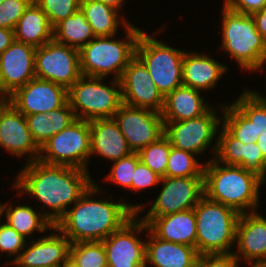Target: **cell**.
I'll return each instance as SVG.
<instances>
[{
  "label": "cell",
  "mask_w": 266,
  "mask_h": 267,
  "mask_svg": "<svg viewBox=\"0 0 266 267\" xmlns=\"http://www.w3.org/2000/svg\"><path fill=\"white\" fill-rule=\"evenodd\" d=\"M18 194L32 195L49 209L44 215L55 225L95 182L88 170L68 166L49 165L35 160L26 162L24 169L15 178Z\"/></svg>",
  "instance_id": "1"
},
{
  "label": "cell",
  "mask_w": 266,
  "mask_h": 267,
  "mask_svg": "<svg viewBox=\"0 0 266 267\" xmlns=\"http://www.w3.org/2000/svg\"><path fill=\"white\" fill-rule=\"evenodd\" d=\"M99 192L101 189L94 183L54 225L71 244L102 241L144 209L142 204L92 199Z\"/></svg>",
  "instance_id": "2"
},
{
  "label": "cell",
  "mask_w": 266,
  "mask_h": 267,
  "mask_svg": "<svg viewBox=\"0 0 266 267\" xmlns=\"http://www.w3.org/2000/svg\"><path fill=\"white\" fill-rule=\"evenodd\" d=\"M204 195L236 210L239 214L257 211L260 185L256 174L236 165H220L214 157L204 164ZM249 208V209H248Z\"/></svg>",
  "instance_id": "3"
},
{
  "label": "cell",
  "mask_w": 266,
  "mask_h": 267,
  "mask_svg": "<svg viewBox=\"0 0 266 267\" xmlns=\"http://www.w3.org/2000/svg\"><path fill=\"white\" fill-rule=\"evenodd\" d=\"M126 32L125 41L114 40L115 36L94 37L83 46L79 50L81 74L105 79L113 72V79L120 80L124 69L135 57L136 44L142 30L130 23L126 26Z\"/></svg>",
  "instance_id": "4"
},
{
  "label": "cell",
  "mask_w": 266,
  "mask_h": 267,
  "mask_svg": "<svg viewBox=\"0 0 266 267\" xmlns=\"http://www.w3.org/2000/svg\"><path fill=\"white\" fill-rule=\"evenodd\" d=\"M196 217V249L199 255L232 253L240 214L205 195L193 208Z\"/></svg>",
  "instance_id": "5"
},
{
  "label": "cell",
  "mask_w": 266,
  "mask_h": 267,
  "mask_svg": "<svg viewBox=\"0 0 266 267\" xmlns=\"http://www.w3.org/2000/svg\"><path fill=\"white\" fill-rule=\"evenodd\" d=\"M222 12V49L244 70L262 71L266 63V42L258 32L253 16L225 6Z\"/></svg>",
  "instance_id": "6"
},
{
  "label": "cell",
  "mask_w": 266,
  "mask_h": 267,
  "mask_svg": "<svg viewBox=\"0 0 266 267\" xmlns=\"http://www.w3.org/2000/svg\"><path fill=\"white\" fill-rule=\"evenodd\" d=\"M103 80V77L82 75L68 89V102L76 119L91 121L113 118L123 104L120 80L114 79L112 87L102 84Z\"/></svg>",
  "instance_id": "7"
},
{
  "label": "cell",
  "mask_w": 266,
  "mask_h": 267,
  "mask_svg": "<svg viewBox=\"0 0 266 267\" xmlns=\"http://www.w3.org/2000/svg\"><path fill=\"white\" fill-rule=\"evenodd\" d=\"M185 52L165 45L141 32L135 56L144 64L158 91L165 98L182 83V61Z\"/></svg>",
  "instance_id": "8"
},
{
  "label": "cell",
  "mask_w": 266,
  "mask_h": 267,
  "mask_svg": "<svg viewBox=\"0 0 266 267\" xmlns=\"http://www.w3.org/2000/svg\"><path fill=\"white\" fill-rule=\"evenodd\" d=\"M91 152L89 121L76 119L40 147L39 161L87 170ZM45 154V155H43Z\"/></svg>",
  "instance_id": "9"
},
{
  "label": "cell",
  "mask_w": 266,
  "mask_h": 267,
  "mask_svg": "<svg viewBox=\"0 0 266 267\" xmlns=\"http://www.w3.org/2000/svg\"><path fill=\"white\" fill-rule=\"evenodd\" d=\"M35 76L68 90L82 76L79 50L54 39L37 47Z\"/></svg>",
  "instance_id": "10"
},
{
  "label": "cell",
  "mask_w": 266,
  "mask_h": 267,
  "mask_svg": "<svg viewBox=\"0 0 266 267\" xmlns=\"http://www.w3.org/2000/svg\"><path fill=\"white\" fill-rule=\"evenodd\" d=\"M160 183V194L140 218L145 223L152 217L193 209L204 196V177H162Z\"/></svg>",
  "instance_id": "11"
},
{
  "label": "cell",
  "mask_w": 266,
  "mask_h": 267,
  "mask_svg": "<svg viewBox=\"0 0 266 267\" xmlns=\"http://www.w3.org/2000/svg\"><path fill=\"white\" fill-rule=\"evenodd\" d=\"M137 217L135 214L119 230L102 240L107 267H146V242L139 240L136 234L143 230L147 232L148 226Z\"/></svg>",
  "instance_id": "12"
},
{
  "label": "cell",
  "mask_w": 266,
  "mask_h": 267,
  "mask_svg": "<svg viewBox=\"0 0 266 267\" xmlns=\"http://www.w3.org/2000/svg\"><path fill=\"white\" fill-rule=\"evenodd\" d=\"M216 110L210 108L205 114L184 121L164 122V135L174 148L201 155L211 146L221 120Z\"/></svg>",
  "instance_id": "13"
},
{
  "label": "cell",
  "mask_w": 266,
  "mask_h": 267,
  "mask_svg": "<svg viewBox=\"0 0 266 267\" xmlns=\"http://www.w3.org/2000/svg\"><path fill=\"white\" fill-rule=\"evenodd\" d=\"M133 153L164 135L161 113L122 104L113 116Z\"/></svg>",
  "instance_id": "14"
},
{
  "label": "cell",
  "mask_w": 266,
  "mask_h": 267,
  "mask_svg": "<svg viewBox=\"0 0 266 267\" xmlns=\"http://www.w3.org/2000/svg\"><path fill=\"white\" fill-rule=\"evenodd\" d=\"M120 82L123 104L162 113L164 97L144 64L136 56L124 69Z\"/></svg>",
  "instance_id": "15"
},
{
  "label": "cell",
  "mask_w": 266,
  "mask_h": 267,
  "mask_svg": "<svg viewBox=\"0 0 266 267\" xmlns=\"http://www.w3.org/2000/svg\"><path fill=\"white\" fill-rule=\"evenodd\" d=\"M68 102V90L51 81L34 78L10 95V103L22 114L49 113Z\"/></svg>",
  "instance_id": "16"
},
{
  "label": "cell",
  "mask_w": 266,
  "mask_h": 267,
  "mask_svg": "<svg viewBox=\"0 0 266 267\" xmlns=\"http://www.w3.org/2000/svg\"><path fill=\"white\" fill-rule=\"evenodd\" d=\"M213 146L214 158L224 165H236L256 174L265 182L266 159L257 143L244 144L235 138L223 125Z\"/></svg>",
  "instance_id": "17"
},
{
  "label": "cell",
  "mask_w": 266,
  "mask_h": 267,
  "mask_svg": "<svg viewBox=\"0 0 266 267\" xmlns=\"http://www.w3.org/2000/svg\"><path fill=\"white\" fill-rule=\"evenodd\" d=\"M36 47L14 41L0 54V87L9 95L35 76Z\"/></svg>",
  "instance_id": "18"
},
{
  "label": "cell",
  "mask_w": 266,
  "mask_h": 267,
  "mask_svg": "<svg viewBox=\"0 0 266 267\" xmlns=\"http://www.w3.org/2000/svg\"><path fill=\"white\" fill-rule=\"evenodd\" d=\"M0 146L16 157L30 154L27 162L40 156V147L30 133L25 115L11 103L0 113Z\"/></svg>",
  "instance_id": "19"
},
{
  "label": "cell",
  "mask_w": 266,
  "mask_h": 267,
  "mask_svg": "<svg viewBox=\"0 0 266 267\" xmlns=\"http://www.w3.org/2000/svg\"><path fill=\"white\" fill-rule=\"evenodd\" d=\"M52 230L59 234L52 233L36 241L31 238L30 247L11 262L16 267H59L69 257L71 242L55 227Z\"/></svg>",
  "instance_id": "20"
},
{
  "label": "cell",
  "mask_w": 266,
  "mask_h": 267,
  "mask_svg": "<svg viewBox=\"0 0 266 267\" xmlns=\"http://www.w3.org/2000/svg\"><path fill=\"white\" fill-rule=\"evenodd\" d=\"M236 242L238 250L234 255L239 260L248 263L266 261V219L257 211L240 214Z\"/></svg>",
  "instance_id": "21"
},
{
  "label": "cell",
  "mask_w": 266,
  "mask_h": 267,
  "mask_svg": "<svg viewBox=\"0 0 266 267\" xmlns=\"http://www.w3.org/2000/svg\"><path fill=\"white\" fill-rule=\"evenodd\" d=\"M89 125L90 156L97 154L114 162L133 153L114 118L94 119L89 121Z\"/></svg>",
  "instance_id": "22"
},
{
  "label": "cell",
  "mask_w": 266,
  "mask_h": 267,
  "mask_svg": "<svg viewBox=\"0 0 266 267\" xmlns=\"http://www.w3.org/2000/svg\"><path fill=\"white\" fill-rule=\"evenodd\" d=\"M146 242V267H196L199 253L195 247L173 243L156 237L148 229Z\"/></svg>",
  "instance_id": "23"
},
{
  "label": "cell",
  "mask_w": 266,
  "mask_h": 267,
  "mask_svg": "<svg viewBox=\"0 0 266 267\" xmlns=\"http://www.w3.org/2000/svg\"><path fill=\"white\" fill-rule=\"evenodd\" d=\"M148 229L158 238L196 248V217L194 209L152 217Z\"/></svg>",
  "instance_id": "24"
},
{
  "label": "cell",
  "mask_w": 266,
  "mask_h": 267,
  "mask_svg": "<svg viewBox=\"0 0 266 267\" xmlns=\"http://www.w3.org/2000/svg\"><path fill=\"white\" fill-rule=\"evenodd\" d=\"M227 66L206 54L185 52L182 61V83L197 90H210L217 85Z\"/></svg>",
  "instance_id": "25"
},
{
  "label": "cell",
  "mask_w": 266,
  "mask_h": 267,
  "mask_svg": "<svg viewBox=\"0 0 266 267\" xmlns=\"http://www.w3.org/2000/svg\"><path fill=\"white\" fill-rule=\"evenodd\" d=\"M200 90L181 85L164 98L163 122L189 120L205 114L211 107Z\"/></svg>",
  "instance_id": "26"
},
{
  "label": "cell",
  "mask_w": 266,
  "mask_h": 267,
  "mask_svg": "<svg viewBox=\"0 0 266 267\" xmlns=\"http://www.w3.org/2000/svg\"><path fill=\"white\" fill-rule=\"evenodd\" d=\"M15 40L40 47L53 39V27L46 14L33 1L14 29Z\"/></svg>",
  "instance_id": "27"
},
{
  "label": "cell",
  "mask_w": 266,
  "mask_h": 267,
  "mask_svg": "<svg viewBox=\"0 0 266 267\" xmlns=\"http://www.w3.org/2000/svg\"><path fill=\"white\" fill-rule=\"evenodd\" d=\"M30 133L39 147L52 136L61 132L76 120L69 102L59 109L47 113L25 116Z\"/></svg>",
  "instance_id": "28"
},
{
  "label": "cell",
  "mask_w": 266,
  "mask_h": 267,
  "mask_svg": "<svg viewBox=\"0 0 266 267\" xmlns=\"http://www.w3.org/2000/svg\"><path fill=\"white\" fill-rule=\"evenodd\" d=\"M80 10L92 27L95 37L116 36L119 23L123 24L124 28L130 24L127 19L119 20L118 10L97 0H81Z\"/></svg>",
  "instance_id": "29"
},
{
  "label": "cell",
  "mask_w": 266,
  "mask_h": 267,
  "mask_svg": "<svg viewBox=\"0 0 266 267\" xmlns=\"http://www.w3.org/2000/svg\"><path fill=\"white\" fill-rule=\"evenodd\" d=\"M7 204L0 205V217L6 210V223L25 238L32 235L34 231L45 232L54 227L44 213H37L31 206L17 205L13 208Z\"/></svg>",
  "instance_id": "30"
},
{
  "label": "cell",
  "mask_w": 266,
  "mask_h": 267,
  "mask_svg": "<svg viewBox=\"0 0 266 267\" xmlns=\"http://www.w3.org/2000/svg\"><path fill=\"white\" fill-rule=\"evenodd\" d=\"M95 37L84 13L79 9L53 27V39L80 50Z\"/></svg>",
  "instance_id": "31"
},
{
  "label": "cell",
  "mask_w": 266,
  "mask_h": 267,
  "mask_svg": "<svg viewBox=\"0 0 266 267\" xmlns=\"http://www.w3.org/2000/svg\"><path fill=\"white\" fill-rule=\"evenodd\" d=\"M232 103L253 122L254 137L266 135V97L246 89Z\"/></svg>",
  "instance_id": "32"
},
{
  "label": "cell",
  "mask_w": 266,
  "mask_h": 267,
  "mask_svg": "<svg viewBox=\"0 0 266 267\" xmlns=\"http://www.w3.org/2000/svg\"><path fill=\"white\" fill-rule=\"evenodd\" d=\"M195 157L192 152L171 146L166 177H203L204 164Z\"/></svg>",
  "instance_id": "33"
},
{
  "label": "cell",
  "mask_w": 266,
  "mask_h": 267,
  "mask_svg": "<svg viewBox=\"0 0 266 267\" xmlns=\"http://www.w3.org/2000/svg\"><path fill=\"white\" fill-rule=\"evenodd\" d=\"M223 111L222 125L244 144L256 143L253 122H251L233 103L221 105Z\"/></svg>",
  "instance_id": "34"
},
{
  "label": "cell",
  "mask_w": 266,
  "mask_h": 267,
  "mask_svg": "<svg viewBox=\"0 0 266 267\" xmlns=\"http://www.w3.org/2000/svg\"><path fill=\"white\" fill-rule=\"evenodd\" d=\"M171 146L169 139L163 135L138 152L140 161L160 177H166Z\"/></svg>",
  "instance_id": "35"
},
{
  "label": "cell",
  "mask_w": 266,
  "mask_h": 267,
  "mask_svg": "<svg viewBox=\"0 0 266 267\" xmlns=\"http://www.w3.org/2000/svg\"><path fill=\"white\" fill-rule=\"evenodd\" d=\"M69 256L79 267H107L102 241L72 243Z\"/></svg>",
  "instance_id": "36"
},
{
  "label": "cell",
  "mask_w": 266,
  "mask_h": 267,
  "mask_svg": "<svg viewBox=\"0 0 266 267\" xmlns=\"http://www.w3.org/2000/svg\"><path fill=\"white\" fill-rule=\"evenodd\" d=\"M81 0H34L46 14L52 27L80 9Z\"/></svg>",
  "instance_id": "37"
},
{
  "label": "cell",
  "mask_w": 266,
  "mask_h": 267,
  "mask_svg": "<svg viewBox=\"0 0 266 267\" xmlns=\"http://www.w3.org/2000/svg\"><path fill=\"white\" fill-rule=\"evenodd\" d=\"M140 162L138 153H131L130 155L114 161L112 169L106 179L116 183L125 188L131 189V182L134 176V170Z\"/></svg>",
  "instance_id": "38"
},
{
  "label": "cell",
  "mask_w": 266,
  "mask_h": 267,
  "mask_svg": "<svg viewBox=\"0 0 266 267\" xmlns=\"http://www.w3.org/2000/svg\"><path fill=\"white\" fill-rule=\"evenodd\" d=\"M34 0H5L0 4V28L14 30L24 11Z\"/></svg>",
  "instance_id": "39"
},
{
  "label": "cell",
  "mask_w": 266,
  "mask_h": 267,
  "mask_svg": "<svg viewBox=\"0 0 266 267\" xmlns=\"http://www.w3.org/2000/svg\"><path fill=\"white\" fill-rule=\"evenodd\" d=\"M26 238L19 234L6 222L0 223V251L8 253L10 258L12 255L16 258L20 255L21 250L26 246Z\"/></svg>",
  "instance_id": "40"
},
{
  "label": "cell",
  "mask_w": 266,
  "mask_h": 267,
  "mask_svg": "<svg viewBox=\"0 0 266 267\" xmlns=\"http://www.w3.org/2000/svg\"><path fill=\"white\" fill-rule=\"evenodd\" d=\"M161 178L141 161L134 170V176L131 182V190L141 191L143 189L160 184Z\"/></svg>",
  "instance_id": "41"
},
{
  "label": "cell",
  "mask_w": 266,
  "mask_h": 267,
  "mask_svg": "<svg viewBox=\"0 0 266 267\" xmlns=\"http://www.w3.org/2000/svg\"><path fill=\"white\" fill-rule=\"evenodd\" d=\"M239 259L232 253L200 255L196 267H238Z\"/></svg>",
  "instance_id": "42"
},
{
  "label": "cell",
  "mask_w": 266,
  "mask_h": 267,
  "mask_svg": "<svg viewBox=\"0 0 266 267\" xmlns=\"http://www.w3.org/2000/svg\"><path fill=\"white\" fill-rule=\"evenodd\" d=\"M223 5L234 12L252 15L266 8V0H225Z\"/></svg>",
  "instance_id": "43"
},
{
  "label": "cell",
  "mask_w": 266,
  "mask_h": 267,
  "mask_svg": "<svg viewBox=\"0 0 266 267\" xmlns=\"http://www.w3.org/2000/svg\"><path fill=\"white\" fill-rule=\"evenodd\" d=\"M252 16L255 20L258 32L261 34L263 40L266 42V8L254 12Z\"/></svg>",
  "instance_id": "44"
},
{
  "label": "cell",
  "mask_w": 266,
  "mask_h": 267,
  "mask_svg": "<svg viewBox=\"0 0 266 267\" xmlns=\"http://www.w3.org/2000/svg\"><path fill=\"white\" fill-rule=\"evenodd\" d=\"M15 41L14 30L0 28V54Z\"/></svg>",
  "instance_id": "45"
},
{
  "label": "cell",
  "mask_w": 266,
  "mask_h": 267,
  "mask_svg": "<svg viewBox=\"0 0 266 267\" xmlns=\"http://www.w3.org/2000/svg\"><path fill=\"white\" fill-rule=\"evenodd\" d=\"M10 104V95L0 87V113Z\"/></svg>",
  "instance_id": "46"
},
{
  "label": "cell",
  "mask_w": 266,
  "mask_h": 267,
  "mask_svg": "<svg viewBox=\"0 0 266 267\" xmlns=\"http://www.w3.org/2000/svg\"><path fill=\"white\" fill-rule=\"evenodd\" d=\"M97 1H100L103 4L110 6L118 11L120 9V6L123 5V3L125 2V0H97Z\"/></svg>",
  "instance_id": "47"
},
{
  "label": "cell",
  "mask_w": 266,
  "mask_h": 267,
  "mask_svg": "<svg viewBox=\"0 0 266 267\" xmlns=\"http://www.w3.org/2000/svg\"><path fill=\"white\" fill-rule=\"evenodd\" d=\"M262 152L263 157L266 159V135L259 136L256 142Z\"/></svg>",
  "instance_id": "48"
},
{
  "label": "cell",
  "mask_w": 266,
  "mask_h": 267,
  "mask_svg": "<svg viewBox=\"0 0 266 267\" xmlns=\"http://www.w3.org/2000/svg\"><path fill=\"white\" fill-rule=\"evenodd\" d=\"M59 267H79L76 262L69 256Z\"/></svg>",
  "instance_id": "49"
},
{
  "label": "cell",
  "mask_w": 266,
  "mask_h": 267,
  "mask_svg": "<svg viewBox=\"0 0 266 267\" xmlns=\"http://www.w3.org/2000/svg\"><path fill=\"white\" fill-rule=\"evenodd\" d=\"M250 264H252L251 267H266V266L264 265V263H258V262H255V263H250Z\"/></svg>",
  "instance_id": "50"
}]
</instances>
